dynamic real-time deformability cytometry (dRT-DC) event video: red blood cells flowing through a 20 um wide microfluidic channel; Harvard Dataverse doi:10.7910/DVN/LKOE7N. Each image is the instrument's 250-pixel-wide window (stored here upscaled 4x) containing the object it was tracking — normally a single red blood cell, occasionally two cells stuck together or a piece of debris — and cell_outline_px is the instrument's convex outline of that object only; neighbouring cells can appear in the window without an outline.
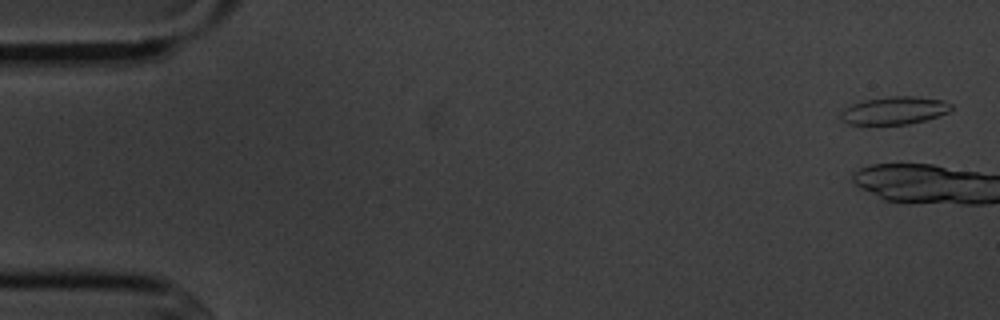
{"species": "common noctule bat (a hibernating species)", "species_latin": "Nyctalus noctula", "temperature_condition": "cold", "stored_images_in_passage": 6, "camera_frame_rate_fps": 3000, "um_per_image_px": 0.085, "animal": {"sex": "male", "body_mass_g": 20.1, "forearm_length_mm": 53.5}, "frame": {"image": 1, "passage_image": 1, "time_ms": 0.0, "image_size_px": [1000, 320], "cell_outline_px": [[952, 108], [948, 112], [924, 120], [908, 124], [848, 124], [840, 116], [840, 112], [844, 108], [852, 104], [864, 100], [888, 96], [916, 96], [944, 100], [952, 104]], "centroid_in_image_um": [76.02, 9.37], "position_along_channel_um": 9.0, "area_um2": 17.8}}